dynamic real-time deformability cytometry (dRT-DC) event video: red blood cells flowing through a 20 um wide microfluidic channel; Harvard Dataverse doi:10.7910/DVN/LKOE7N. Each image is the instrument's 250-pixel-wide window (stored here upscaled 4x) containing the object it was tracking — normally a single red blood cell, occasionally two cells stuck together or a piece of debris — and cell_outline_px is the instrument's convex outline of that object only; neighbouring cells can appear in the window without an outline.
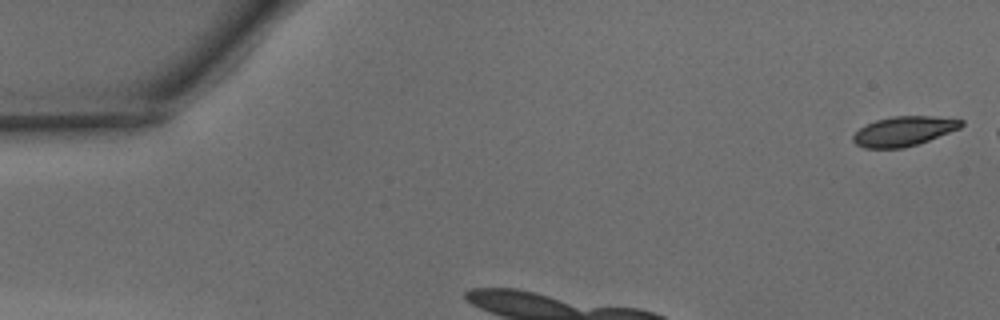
{"species": "common noctule bat (a hibernating species)", "species_latin": "Nyctalus noctula", "temperature_condition": "warm", "stored_images_in_passage": 6, "camera_frame_rate_fps": 3000, "um_per_image_px": 0.085, "animal": {"sex": "male", "body_mass_g": 15.6}, "frame": {"image": 1, "passage_image": 1, "time_ms": 0.0, "image_size_px": [1000, 320], "cell_outline_px": [[964, 124], [960, 128], [928, 140], [904, 148], [864, 148], [856, 144], [852, 140], [852, 136], [860, 128], [876, 120], [892, 116], [928, 116], [964, 120]], "centroid_in_image_um": [76.8, 11.15], "position_along_channel_um": 8.2, "area_um2": 18.44}}